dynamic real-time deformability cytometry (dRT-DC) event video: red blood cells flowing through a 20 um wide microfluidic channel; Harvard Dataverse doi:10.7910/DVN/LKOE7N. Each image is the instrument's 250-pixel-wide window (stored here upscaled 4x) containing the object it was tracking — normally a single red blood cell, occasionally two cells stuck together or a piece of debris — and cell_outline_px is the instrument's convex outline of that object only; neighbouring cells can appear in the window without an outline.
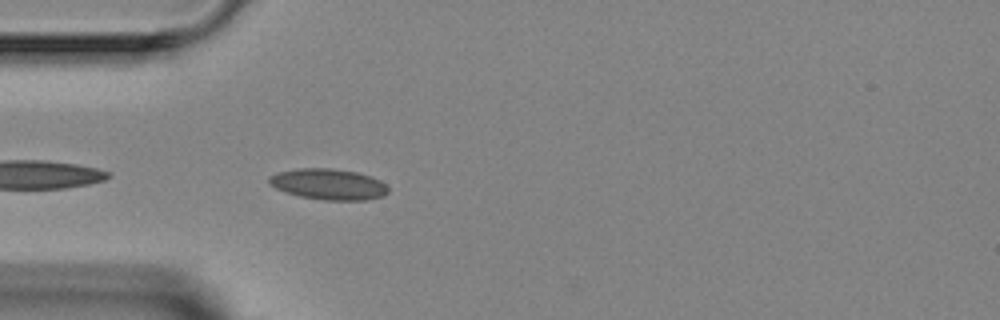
{"species": "Egyptian fruit bat (a non-hibernating species)", "species_latin": "Rousettus aegyptiacus", "temperature_condition": "room temperature", "stored_images_in_passage": 4, "camera_frame_rate_fps": 3000, "um_per_image_px": 0.085, "animal": {"sex": "female"}, "frame": {"image": 1, "passage_image": 4, "time_ms": 3.333, "image_size_px": [1000, 320], "cell_outline_px": [[388, 192], [384, 196], [368, 200], [324, 200], [300, 196], [284, 192], [268, 184], [268, 176], [276, 172], [296, 168], [332, 168], [356, 172], [372, 176], [380, 180], [388, 188]], "centroid_in_image_um": [27.9, 15.65], "position_along_channel_um": 57.1, "area_um2": 21.73}}